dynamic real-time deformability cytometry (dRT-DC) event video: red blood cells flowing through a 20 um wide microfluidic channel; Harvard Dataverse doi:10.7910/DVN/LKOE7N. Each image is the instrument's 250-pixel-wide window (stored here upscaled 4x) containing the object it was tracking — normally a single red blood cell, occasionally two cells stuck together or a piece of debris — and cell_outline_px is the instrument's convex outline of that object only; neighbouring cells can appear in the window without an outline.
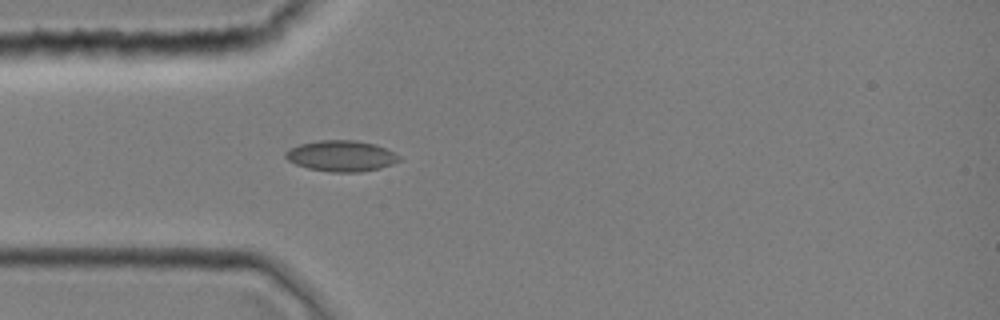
{"species": "common noctule bat (a hibernating species)", "species_latin": "Nyctalus noctula", "temperature_condition": "room temperature", "stored_images_in_passage": 1, "camera_frame_rate_fps": 3000, "um_per_image_px": 0.085, "animal": {"sex": "female", "body_mass_g": 19.0, "forearm_length_mm": 51.5}, "frame": {"image": 1, "passage_image": 1, "time_ms": 0.0, "image_size_px": [1000, 320], "cell_outline_px": [[404, 160], [380, 168], [360, 172], [332, 172], [308, 168], [296, 164], [288, 160], [284, 156], [284, 152], [288, 148], [300, 144], [320, 140], [356, 140], [376, 144], [400, 156]], "centroid_in_image_um": [29.01, 13.25], "position_along_channel_um": 56.0, "area_um2": 20.58}}